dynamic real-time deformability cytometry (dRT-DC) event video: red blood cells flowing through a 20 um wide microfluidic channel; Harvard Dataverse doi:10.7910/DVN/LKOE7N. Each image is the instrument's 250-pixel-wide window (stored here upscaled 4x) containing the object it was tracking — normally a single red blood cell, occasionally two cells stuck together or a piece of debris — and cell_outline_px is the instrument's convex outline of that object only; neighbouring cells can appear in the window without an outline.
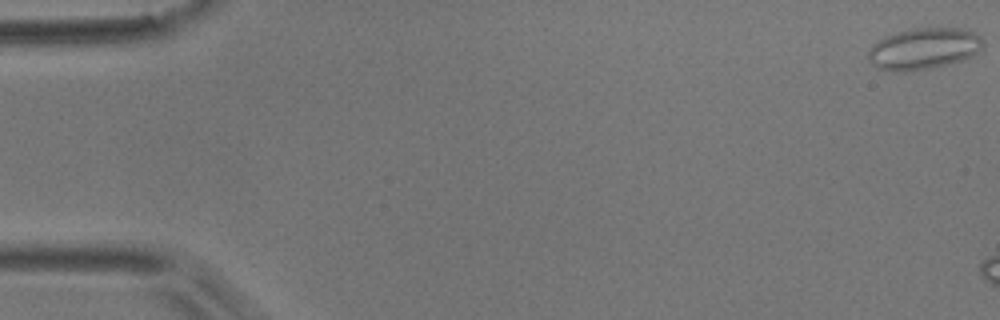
{"species": "common noctule bat (a hibernating species)", "species_latin": "Nyctalus noctula", "temperature_condition": "room temperature", "stored_images_in_passage": 7, "camera_frame_rate_fps": 3000, "um_per_image_px": 0.085, "animal": {"sex": "male", "body_mass_g": 17.9}, "frame": {"image": 1, "passage_image": 1, "time_ms": 0.0, "image_size_px": [1000, 320], "cell_outline_px": [[984, 48], [980, 52], [964, 60], [948, 64], [908, 72], [896, 72], [876, 68], [872, 64], [868, 56], [868, 52], [872, 44], [884, 36], [896, 32], [912, 28], [964, 28], [980, 36], [984, 40]], "centroid_in_image_um": [78.54, 4.14], "position_along_channel_um": 6.5, "area_um2": 28.15}}